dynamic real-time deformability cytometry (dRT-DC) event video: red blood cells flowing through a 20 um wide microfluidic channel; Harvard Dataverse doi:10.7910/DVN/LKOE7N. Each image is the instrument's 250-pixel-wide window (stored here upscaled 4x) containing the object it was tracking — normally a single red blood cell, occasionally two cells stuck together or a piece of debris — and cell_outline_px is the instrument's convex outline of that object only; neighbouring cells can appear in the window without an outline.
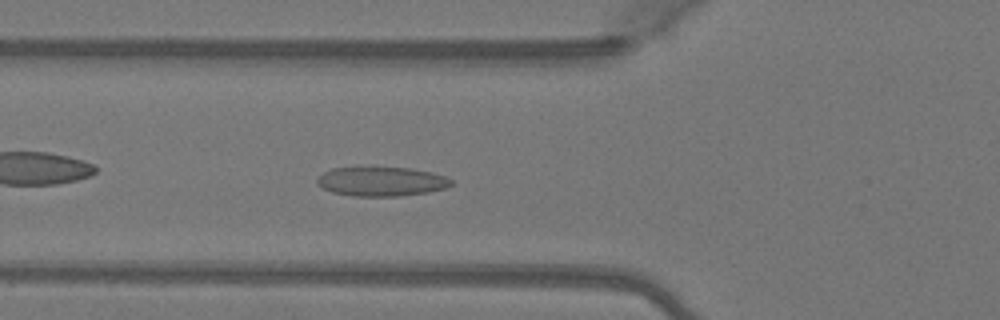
{"species": "Egyptian fruit bat (a non-hibernating species)", "species_latin": "Rousettus aegyptiacus", "temperature_condition": "warm", "stored_images_in_passage": 38, "camera_frame_rate_fps": 3000, "um_per_image_px": 0.085, "animal": {"sex": "female"}, "frame": {"image": 1, "passage_image": 6, "time_ms": 1.667, "image_size_px": [1000, 320], "cell_outline_px": [[452, 184], [444, 188], [428, 192], [400, 196], [352, 196], [332, 192], [316, 184], [316, 180], [324, 172], [332, 168], [408, 168], [432, 172], [444, 176], [452, 180]], "centroid_in_image_um": [32.41, 15.44], "position_along_channel_um": 93.4, "area_um2": 22.6}}
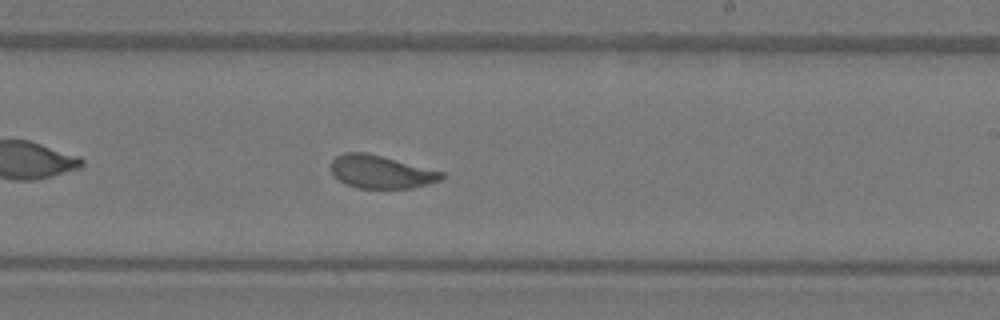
{"frame": {"image": 2, "passage_image": 18, "time_ms": 5.667, "image_size_px": [1000, 320], "cell_outline_px": [[444, 176], [440, 180], [412, 188], [360, 188], [348, 184], [340, 180], [332, 172], [332, 160], [336, 156], [344, 152], [364, 152], [444, 172]], "centroid_in_image_um": [32.38, 14.6], "position_along_channel_um": 256.6, "area_um2": 20.75}}
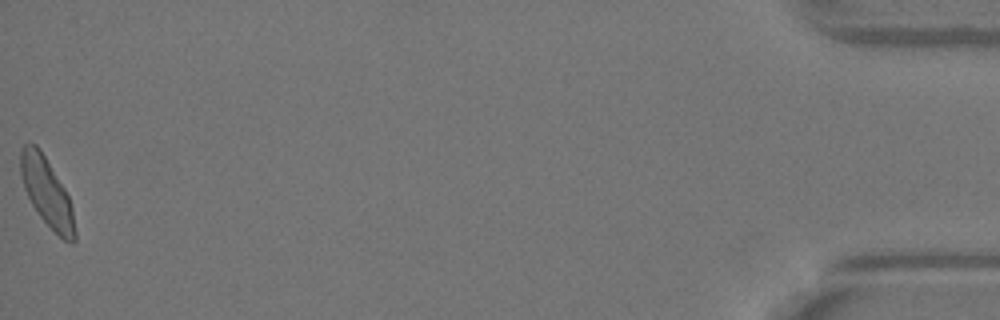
{"frame": {"image": 3, "passage_image": 38, "time_ms": 12.333, "image_size_px": [1000, 320], "cell_outline_px": [[76, 240], [72, 244], [64, 240], [40, 216], [32, 204], [24, 188], [20, 176], [20, 148], [24, 144], [36, 144], [40, 148], [64, 188], [68, 196], [72, 208], [76, 232]], "centroid_in_image_um": [3.97, 16.32], "position_along_channel_um": 431.2, "area_um2": 21.44}, "authors_computed_cell_mechanics": {"area_um2": 21.5305, "velocity_mm_per_s": 4.0683, "shape_relaxation_time_tau1_ms": 4.2344, "shape_relaxation_time_tau2_ms": 1.01, "deformation_change_tau1": 0.138, "deformation_change_tau2": 0.0753}}